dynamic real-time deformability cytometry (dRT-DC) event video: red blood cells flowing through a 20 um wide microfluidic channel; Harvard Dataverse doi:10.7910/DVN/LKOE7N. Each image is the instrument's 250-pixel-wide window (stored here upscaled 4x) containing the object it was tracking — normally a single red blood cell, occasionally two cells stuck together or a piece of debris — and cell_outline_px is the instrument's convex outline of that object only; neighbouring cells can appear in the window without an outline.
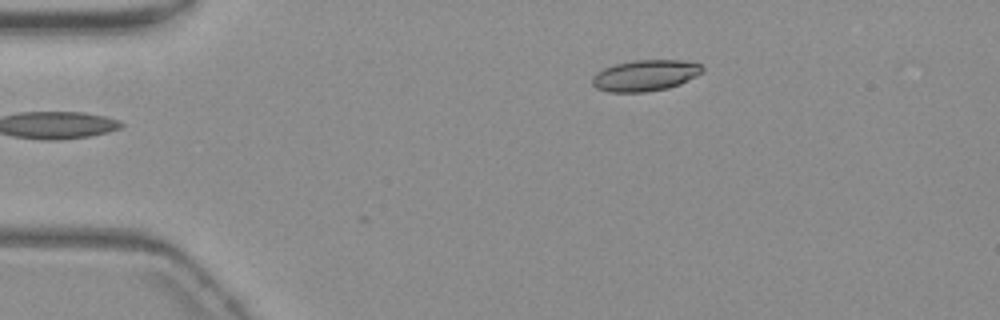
{"species": "common noctule bat (a hibernating species)", "species_latin": "Nyctalus noctula", "temperature_condition": "warm", "stored_images_in_passage": 26, "camera_frame_rate_fps": 3000, "um_per_image_px": 0.085, "animal": {"sex": "female", "body_mass_g": 19.3, "forearm_length_mm": 54.1}, "frame": {"image": 1, "passage_image": 1, "time_ms": 0.0, "image_size_px": [1000, 320], "cell_outline_px": [[704, 68], [696, 76], [680, 84], [668, 88], [644, 92], [608, 92], [596, 88], [592, 84], [592, 76], [596, 72], [604, 68], [616, 64], [632, 60], [680, 60], [700, 64]], "centroid_in_image_um": [54.81, 6.42], "position_along_channel_um": 30.2, "area_um2": 19.94}}
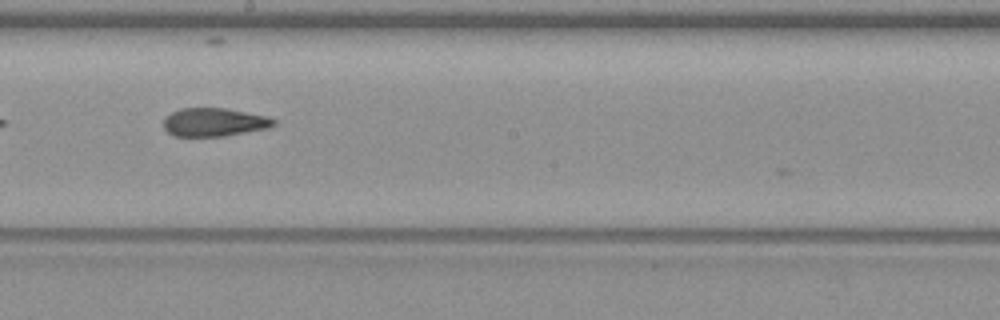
{"frame": {"image": 2, "passage_image": 13, "time_ms": 4.0, "image_size_px": [1000, 320], "cell_outline_px": [[276, 124], [268, 128], [224, 136], [172, 136], [164, 128], [164, 120], [172, 112], [180, 108], [224, 108], [264, 116], [276, 120]], "centroid_in_image_um": [18.18, 10.39], "position_along_channel_um": 230.0, "area_um2": 17.98}}
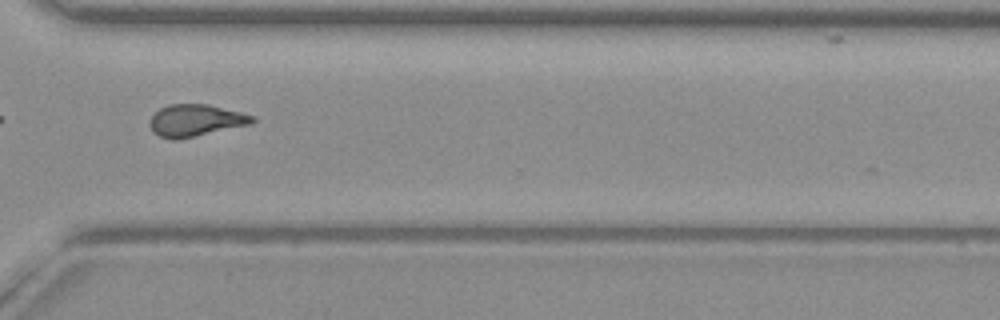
{"frame": {"image": 3, "passage_image": 23, "time_ms": 7.333, "image_size_px": [1000, 320], "cell_outline_px": [[256, 120], [252, 124], [176, 140], [172, 140], [160, 136], [152, 132], [148, 124], [152, 116], [160, 108], [168, 104], [208, 104], [256, 116]], "centroid_in_image_um": [16.62, 10.23], "position_along_channel_um": 354.0, "area_um2": 19.19}}